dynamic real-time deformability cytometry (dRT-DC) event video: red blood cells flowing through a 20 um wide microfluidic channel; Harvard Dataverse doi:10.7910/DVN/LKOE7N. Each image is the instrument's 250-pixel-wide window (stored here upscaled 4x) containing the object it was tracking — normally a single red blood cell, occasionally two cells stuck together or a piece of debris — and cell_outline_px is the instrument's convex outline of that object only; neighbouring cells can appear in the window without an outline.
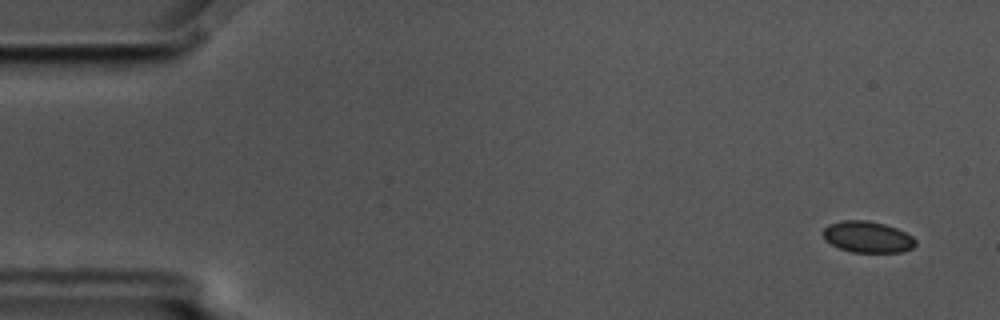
{"species": "common noctule bat (a hibernating species)", "species_latin": "Nyctalus noctula", "temperature_condition": "cold", "stored_images_in_passage": 4, "camera_frame_rate_fps": 3000, "um_per_image_px": 0.085, "animal": {"sex": "male", "body_mass_g": 17.5, "forearm_length_mm": 52.3}, "frame": {"image": 1, "passage_image": 1, "time_ms": 0.0, "image_size_px": [1000, 320], "cell_outline_px": [[916, 244], [912, 248], [904, 252], [852, 252], [840, 248], [824, 240], [820, 232], [828, 224], [840, 220], [868, 220], [884, 224], [896, 228], [912, 236], [916, 240]], "centroid_in_image_um": [73.7, 20.13], "position_along_channel_um": 11.3, "area_um2": 17.05}}
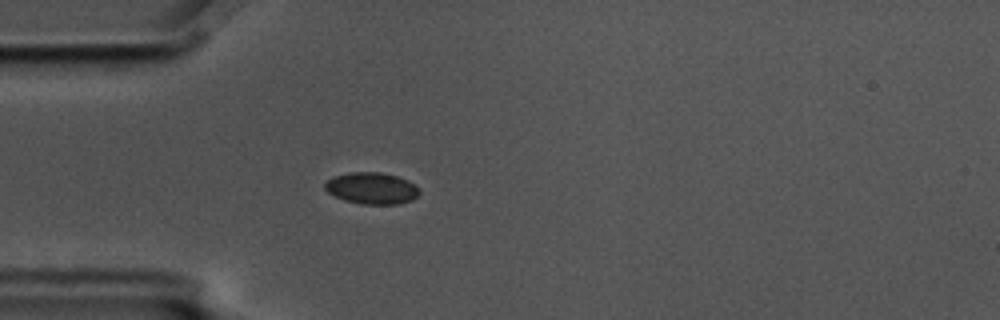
{"frame": {"image": 2, "passage_image": 4, "time_ms": 1.0, "image_size_px": [1000, 320], "cell_outline_px": [[420, 192], [412, 200], [400, 204], [360, 204], [344, 200], [328, 192], [324, 188], [324, 184], [332, 176], [348, 172], [380, 172], [396, 176], [408, 180]], "centroid_in_image_um": [31.56, 16.0], "position_along_channel_um": 53.4, "area_um2": 17.34}}